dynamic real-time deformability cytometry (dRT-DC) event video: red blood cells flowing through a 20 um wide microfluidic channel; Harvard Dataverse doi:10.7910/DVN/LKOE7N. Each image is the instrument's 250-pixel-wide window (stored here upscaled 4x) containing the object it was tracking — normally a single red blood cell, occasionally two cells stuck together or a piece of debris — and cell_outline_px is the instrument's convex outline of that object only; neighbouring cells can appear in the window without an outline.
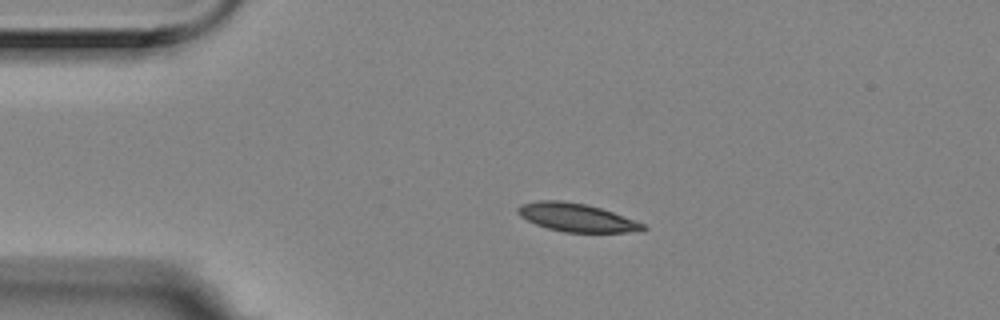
{"species": "Egyptian fruit bat (a non-hibernating species)", "species_latin": "Rousettus aegyptiacus", "temperature_condition": "room temperature", "stored_images_in_passage": 46, "camera_frame_rate_fps": 3000, "um_per_image_px": 0.085, "animal": {"sex": "female"}, "frame": {"image": 1, "passage_image": 1, "time_ms": 0.0, "image_size_px": [1000, 320], "cell_outline_px": [[648, 228], [628, 232], [564, 232], [548, 228], [536, 224], [520, 216], [516, 212], [516, 208], [520, 204], [536, 200], [560, 200], [584, 204], [600, 208], [612, 212], [644, 224]], "centroid_in_image_um": [48.93, 18.48], "position_along_channel_um": 36.1, "area_um2": 20.35}}
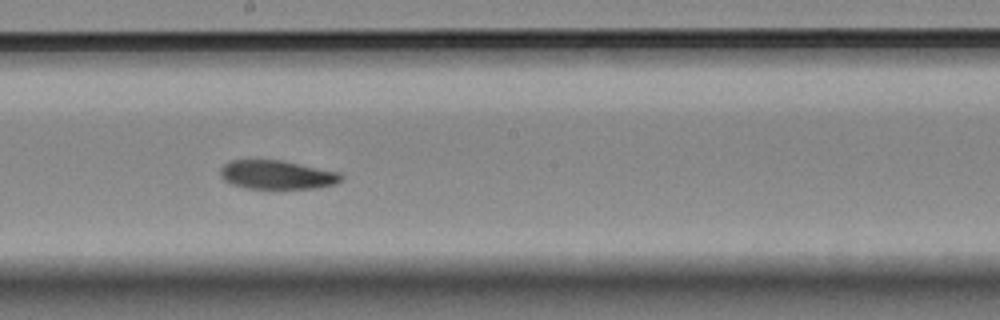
{"frame": {"image": 2, "passage_image": 20, "time_ms": 6.333, "image_size_px": [1000, 320], "cell_outline_px": [[344, 176], [336, 184], [316, 188], [244, 188], [232, 184], [224, 180], [220, 176], [220, 168], [228, 160], [280, 160], [340, 172]], "centroid_in_image_um": [23.53, 14.85], "position_along_channel_um": 224.7, "area_um2": 20.29}}
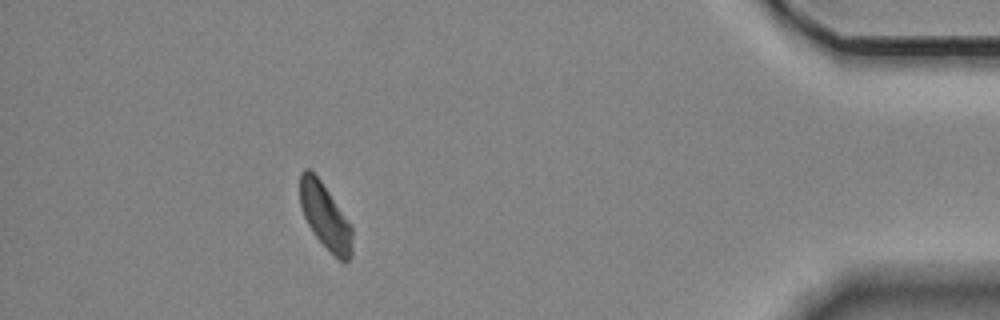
{"frame": {"image": 3, "passage_image": 40, "time_ms": 13.0, "image_size_px": [1000, 320], "cell_outline_px": [[352, 256], [348, 260], [340, 260], [316, 236], [308, 224], [304, 216], [300, 204], [300, 172], [304, 168], [308, 168], [320, 180], [352, 224]], "centroid_in_image_um": [27.65, 18.36], "position_along_channel_um": 407.5, "area_um2": 19.65}, "authors_computed_cell_mechanics": {"area_um2": 20.7791, "velocity_mm_per_s": 3.5168, "shape_relaxation_time_tau1_ms": 7.4865, "shape_relaxation_time_tau2_ms": null, "deformation_change_tau1": 0.1381, "deformation_change_tau2": null}}